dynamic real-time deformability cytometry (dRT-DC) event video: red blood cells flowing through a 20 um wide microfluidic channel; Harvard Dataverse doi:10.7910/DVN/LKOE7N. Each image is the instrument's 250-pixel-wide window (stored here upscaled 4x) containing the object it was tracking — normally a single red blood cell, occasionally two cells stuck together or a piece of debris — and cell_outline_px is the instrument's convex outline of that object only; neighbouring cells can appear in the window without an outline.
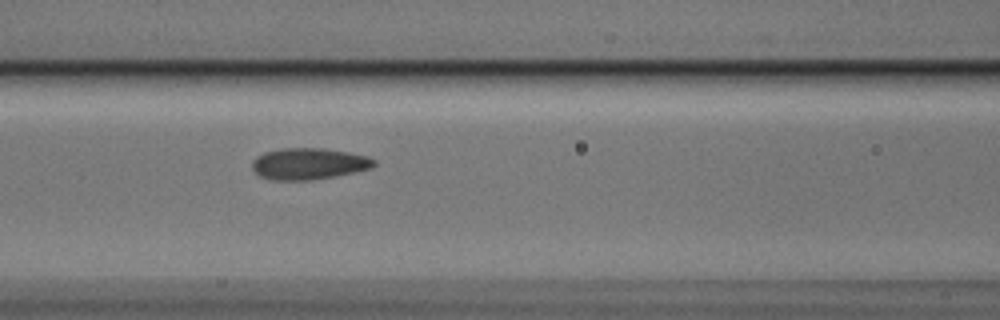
{"species": "Egyptian fruit bat (a non-hibernating species)", "species_latin": "Rousettus aegyptiacus", "temperature_condition": "cold", "stored_images_in_passage": 5, "camera_frame_rate_fps": 3000, "um_per_image_px": 0.085, "animal": {"sex": "male"}, "frame": {"image": 1, "passage_image": 5, "time_ms": 1.333, "image_size_px": [1000, 320], "cell_outline_px": [[376, 164], [372, 168], [332, 176], [308, 180], [272, 180], [260, 176], [252, 168], [252, 160], [256, 156], [264, 152], [280, 148], [324, 148], [348, 152], [368, 156], [376, 160]], "centroid_in_image_um": [26.22, 13.9], "position_along_channel_um": 140.4, "area_um2": 22.31}}